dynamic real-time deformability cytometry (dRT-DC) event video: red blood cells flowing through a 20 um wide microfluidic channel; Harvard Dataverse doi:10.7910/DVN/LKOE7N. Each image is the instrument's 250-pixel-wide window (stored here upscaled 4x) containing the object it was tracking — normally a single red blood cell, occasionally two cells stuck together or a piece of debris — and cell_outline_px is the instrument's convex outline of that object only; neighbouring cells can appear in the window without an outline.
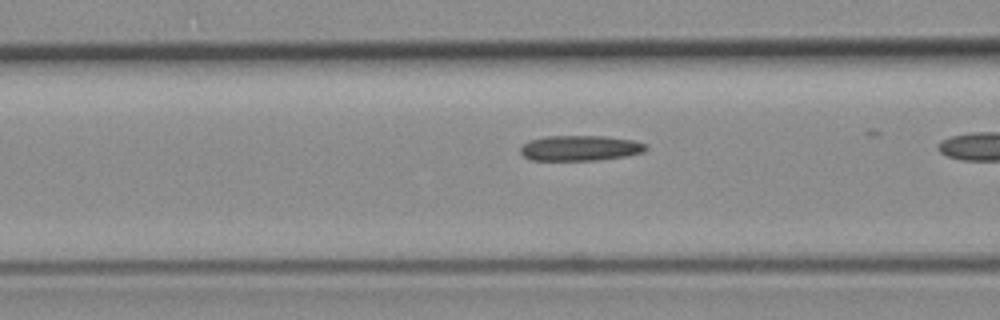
{"species": "common noctule bat (a hibernating species)", "species_latin": "Nyctalus noctula", "temperature_condition": "room temperature", "stored_images_in_passage": 26, "camera_frame_rate_fps": 3000, "um_per_image_px": 0.085, "animal": {"sex": "female", "body_mass_g": 19.3, "forearm_length_mm": 54.1}, "frame": {"image": 1, "passage_image": 18, "time_ms": 5.667, "image_size_px": [1000, 320], "cell_outline_px": [[648, 148], [644, 152], [628, 156], [596, 160], [532, 160], [524, 156], [520, 152], [520, 148], [528, 140], [548, 136], [604, 136], [632, 140], [648, 144]], "centroid_in_image_um": [49.34, 12.59], "position_along_channel_um": 117.3, "area_um2": 18.61}}
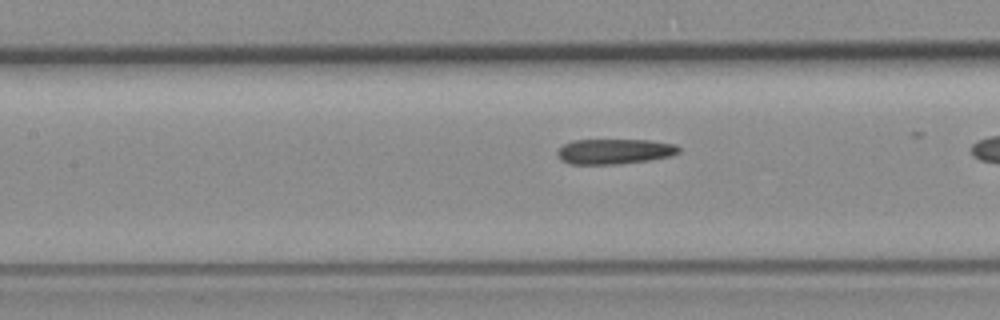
{"frame": {"image": 2, "passage_image": 21, "time_ms": 6.667, "image_size_px": [1000, 320], "cell_outline_px": [[680, 152], [672, 156], [648, 160], [620, 164], [568, 164], [560, 160], [556, 156], [556, 152], [564, 144], [572, 140], [648, 140], [676, 144], [680, 148]], "centroid_in_image_um": [52.21, 12.87], "position_along_channel_um": 155.2, "area_um2": 18.03}}